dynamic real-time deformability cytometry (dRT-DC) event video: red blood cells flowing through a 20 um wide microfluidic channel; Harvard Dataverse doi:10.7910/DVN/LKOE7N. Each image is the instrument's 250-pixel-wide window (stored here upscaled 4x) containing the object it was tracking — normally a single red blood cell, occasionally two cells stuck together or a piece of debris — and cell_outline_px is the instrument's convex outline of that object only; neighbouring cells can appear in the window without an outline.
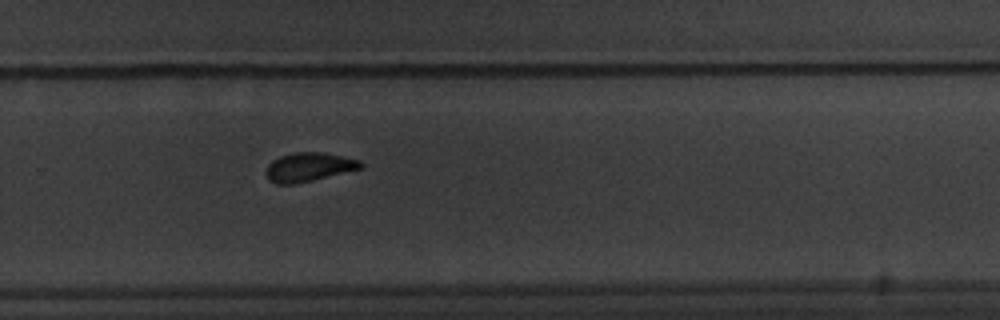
{"species": "common noctule bat (a hibernating species)", "species_latin": "Nyctalus noctula", "temperature_condition": "warm", "stored_images_in_passage": 11, "segment_of_instrument_passage": [1, 2], "camera_frame_rate_fps": 3000, "um_per_image_px": 0.085, "animal": {"sex": "male", "body_mass_g": 20.1, "forearm_length_mm": 53.5}, "frame": {"image": 1, "passage_image": 10, "time_ms": 10.333, "image_size_px": [1000, 320], "cell_outline_px": [[364, 168], [296, 184], [276, 184], [268, 180], [264, 172], [268, 164], [272, 160], [280, 156], [292, 152], [324, 152], [360, 160], [364, 164]], "centroid_in_image_um": [26.23, 14.2], "position_along_channel_um": 303.6, "area_um2": 16.24}}